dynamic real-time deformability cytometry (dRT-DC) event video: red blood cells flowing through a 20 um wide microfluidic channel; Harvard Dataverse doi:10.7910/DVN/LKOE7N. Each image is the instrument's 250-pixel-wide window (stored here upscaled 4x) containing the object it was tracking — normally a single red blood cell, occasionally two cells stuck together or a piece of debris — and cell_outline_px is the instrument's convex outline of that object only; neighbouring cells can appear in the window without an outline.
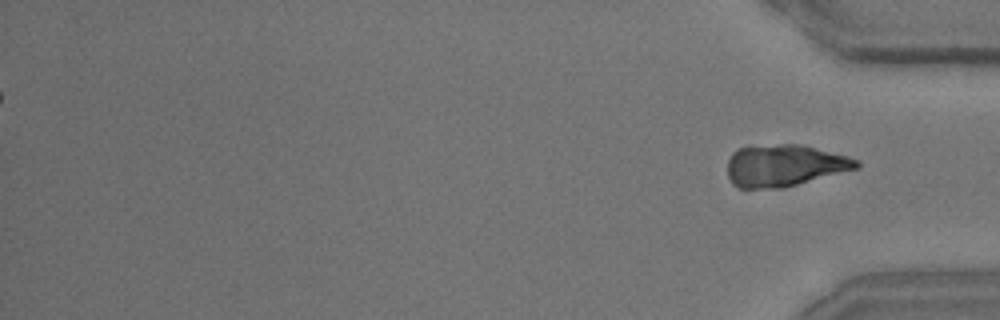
{"species": "common noctule bat (a hibernating species)", "species_latin": "Nyctalus noctula", "temperature_condition": "room temperature", "stored_images_in_passage": 57, "segment_of_instrument_passage": [2, 2], "camera_frame_rate_fps": 3000, "um_per_image_px": 0.085, "animal": {"sex": "male", "body_mass_g": 15.6}, "frame": {"image": 1, "passage_image": 57, "time_ms": 18.667, "image_size_px": [1000, 320], "cell_outline_px": [[860, 168], [784, 188], [736, 188], [732, 184], [728, 176], [728, 160], [732, 152], [736, 148], [748, 144], [800, 144], [848, 156], [860, 160]], "centroid_in_image_um": [66.66, 14.05], "position_along_channel_um": 368.5, "area_um2": 32.19}}